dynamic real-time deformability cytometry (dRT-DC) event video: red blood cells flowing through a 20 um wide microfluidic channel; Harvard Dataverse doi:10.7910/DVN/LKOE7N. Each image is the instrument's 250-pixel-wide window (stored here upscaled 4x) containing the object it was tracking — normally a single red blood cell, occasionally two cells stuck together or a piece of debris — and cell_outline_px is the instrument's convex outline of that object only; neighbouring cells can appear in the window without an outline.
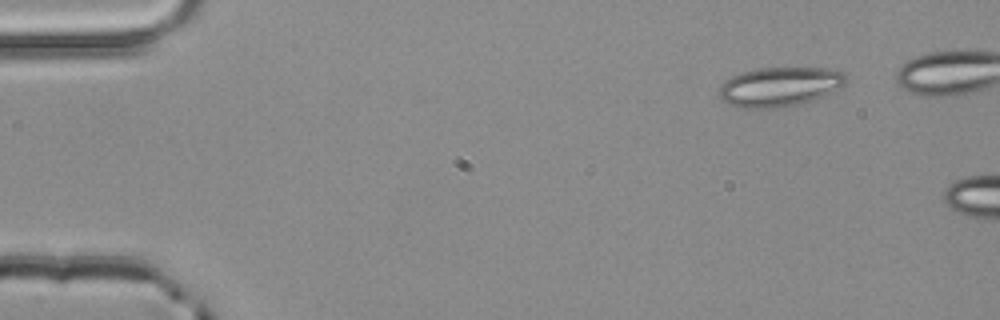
{"species": "common noctule bat (a hibernating species)", "species_latin": "Nyctalus noctula", "temperature_condition": "room temperature", "stored_images_in_passage": 5, "camera_frame_rate_fps": 3000, "um_per_image_px": 0.085, "animal": {"sex": "male", "body_mass_g": 20.4}, "frame": {"image": 1, "passage_image": 5, "time_ms": 1.333, "image_size_px": [1000, 320], "cell_outline_px": [[848, 76], [844, 84], [840, 88], [824, 96], [812, 100], [796, 104], [776, 108], [744, 108], [728, 104], [720, 96], [720, 88], [724, 80], [740, 72], [760, 68], [824, 68], [840, 72]], "centroid_in_image_um": [66.27, 7.37], "position_along_channel_um": 18.7, "area_um2": 28.9}}